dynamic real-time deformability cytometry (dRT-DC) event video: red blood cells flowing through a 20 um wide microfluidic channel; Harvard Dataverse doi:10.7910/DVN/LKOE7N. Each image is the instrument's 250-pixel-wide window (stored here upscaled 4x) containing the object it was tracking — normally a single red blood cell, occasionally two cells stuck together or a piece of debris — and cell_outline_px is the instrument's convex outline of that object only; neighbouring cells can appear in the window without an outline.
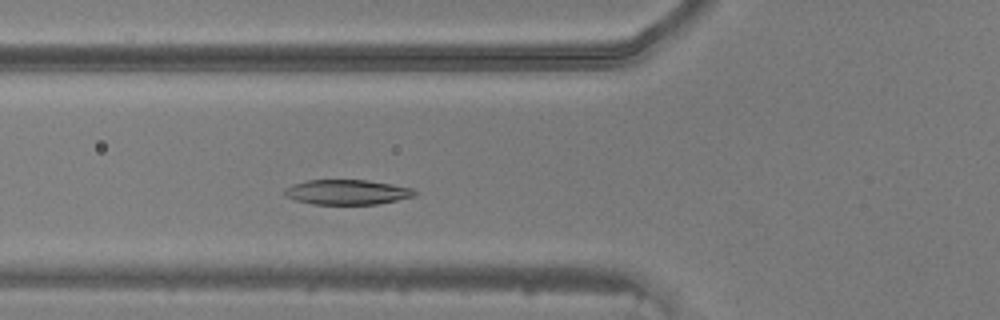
{"species": "common noctule bat (a hibernating species)", "species_latin": "Nyctalus noctula", "temperature_condition": "warm", "stored_images_in_passage": 42, "camera_frame_rate_fps": 3000, "um_per_image_px": 0.085, "animal": {"sex": "male", "body_mass_g": 20.5, "forearm_length_mm": 52.5}, "frame": {"image": 1, "passage_image": 11, "time_ms": 3.333, "image_size_px": [1000, 320], "cell_outline_px": [[420, 192], [416, 196], [376, 204], [312, 204], [296, 200], [284, 196], [284, 188], [292, 184], [308, 180], [368, 180], [392, 184], [412, 188]], "centroid_in_image_um": [29.51, 16.32], "position_along_channel_um": 96.3, "area_um2": 19.02}}
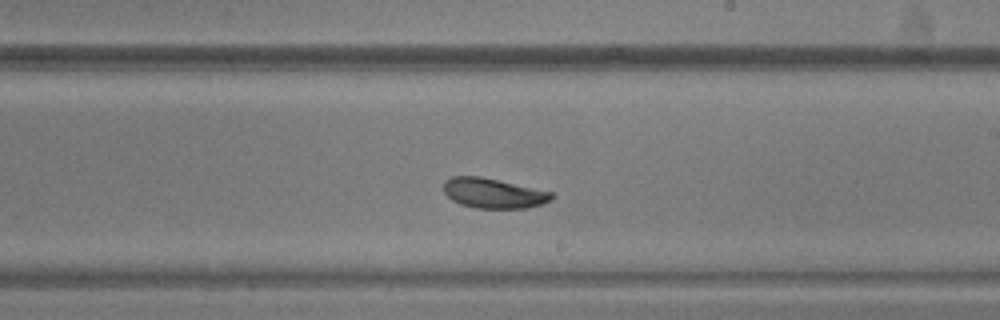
{"frame": {"image": 2, "passage_image": 22, "time_ms": 7.0, "image_size_px": [1000, 320], "cell_outline_px": [[556, 196], [552, 200], [544, 204], [528, 208], [476, 208], [460, 204], [452, 200], [444, 192], [444, 180], [452, 176], [480, 176], [552, 192]], "centroid_in_image_um": [41.96, 16.43], "position_along_channel_um": 247.0, "area_um2": 18.96}}
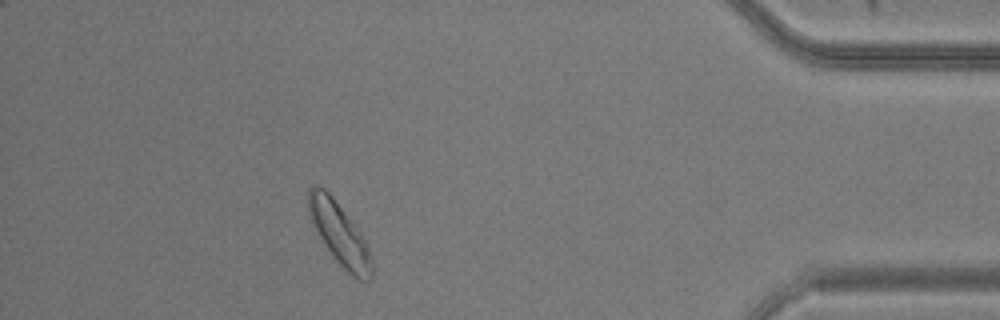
{"frame": {"image": 3, "passage_image": 37, "time_ms": 12.0, "image_size_px": [1000, 320], "cell_outline_px": [[372, 280], [356, 280], [332, 256], [316, 232], [312, 224], [308, 212], [308, 188], [312, 184], [316, 184], [324, 188], [332, 196], [364, 236], [368, 244], [372, 260]], "centroid_in_image_um": [28.85, 19.87], "position_along_channel_um": 406.3, "area_um2": 23.24}}